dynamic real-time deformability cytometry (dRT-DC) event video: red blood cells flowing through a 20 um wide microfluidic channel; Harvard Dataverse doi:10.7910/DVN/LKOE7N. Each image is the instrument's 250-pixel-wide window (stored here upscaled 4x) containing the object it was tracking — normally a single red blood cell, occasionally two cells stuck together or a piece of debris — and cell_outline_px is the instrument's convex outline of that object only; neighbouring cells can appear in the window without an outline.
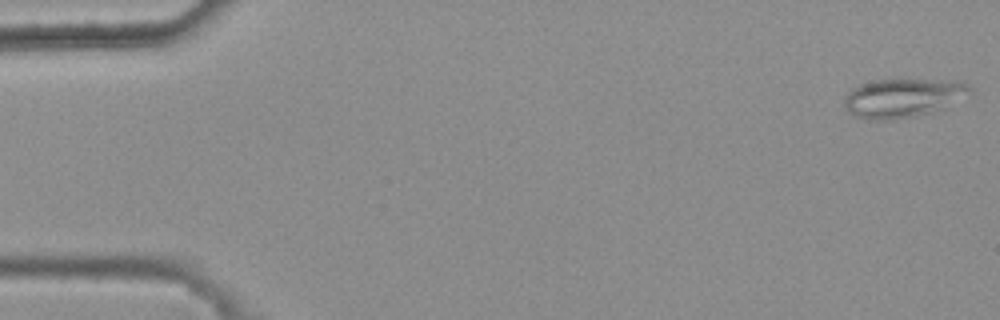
{"species": "common noctule bat (a hibernating species)", "species_latin": "Nyctalus noctula", "temperature_condition": "warm", "stored_images_in_passage": 48, "camera_frame_rate_fps": 3000, "um_per_image_px": 0.085, "animal": {"sex": "female", "body_mass_g": 25.1}, "frame": {"image": 1, "passage_image": 1, "time_ms": 0.0, "image_size_px": [1000, 320], "cell_outline_px": [[972, 88], [944, 108], [932, 112], [916, 116], [892, 120], [868, 120], [856, 116], [844, 104], [844, 96], [852, 88], [860, 84], [876, 80], [960, 80], [968, 84]], "centroid_in_image_um": [76.7, 8.32], "position_along_channel_um": 8.3, "area_um2": 28.03}}
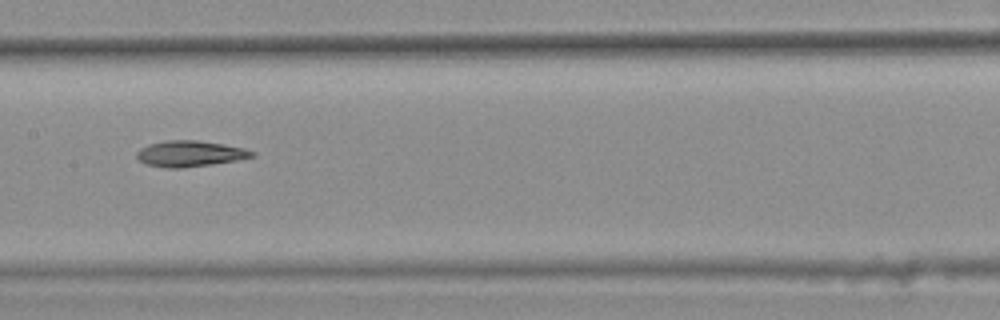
{"frame": {"image": 2, "passage_image": 27, "time_ms": 8.667, "image_size_px": [1000, 320], "cell_outline_px": [[256, 156], [236, 160], [212, 164], [180, 168], [168, 168], [144, 164], [136, 156], [136, 152], [140, 148], [148, 144], [164, 140], [196, 140], [244, 148], [256, 152]], "centroid_in_image_um": [16.12, 13.06], "position_along_channel_um": 191.3, "area_um2": 17.4}}
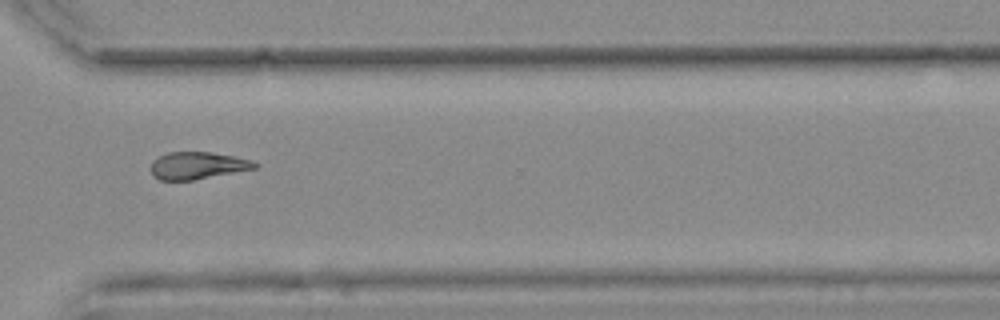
{"frame": {"image": 3, "passage_image": 40, "time_ms": 13.0, "image_size_px": [1000, 320], "cell_outline_px": [[260, 164], [256, 168], [192, 180], [160, 180], [152, 176], [148, 168], [152, 160], [168, 152], [212, 152], [252, 160]], "centroid_in_image_um": [16.73, 14.07], "position_along_channel_um": 353.9, "area_um2": 16.59}, "authors_computed_cell_mechanics": {"area_um2": 17.629, "velocity_mm_per_s": 3.7518, "shape_relaxation_time_tau1_ms": null, "shape_relaxation_time_tau2_ms": 9.291, "deformation_change_tau1": null, "deformation_change_tau2": 0.1924}}